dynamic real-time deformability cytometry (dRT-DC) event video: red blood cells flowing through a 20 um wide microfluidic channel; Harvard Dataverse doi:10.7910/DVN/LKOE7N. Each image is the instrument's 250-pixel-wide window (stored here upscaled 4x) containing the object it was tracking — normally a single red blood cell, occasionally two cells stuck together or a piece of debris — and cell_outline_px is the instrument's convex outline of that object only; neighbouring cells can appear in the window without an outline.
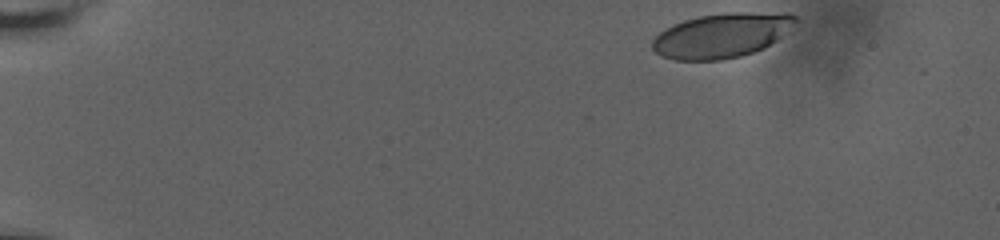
{"species": "human", "species_latin": "Homo sapiens", "temperature_condition": "room temperature", "stored_images_in_passage": 44, "camera_frame_rate_fps": 3000, "um_per_image_px": 0.085, "donor": {"sex": "male"}, "frame": {"image": 1, "passage_image": 1, "time_ms": 0.0, "image_size_px": [1000, 240], "cell_outline_px": [[800, 20], [776, 40], [764, 48], [740, 56], [720, 60], [676, 60], [660, 56], [652, 48], [652, 40], [664, 28], [684, 20], [700, 16], [724, 12], [792, 12]], "centroid_in_image_um": [61.37, 2.99], "position_along_channel_um": 23.6, "area_um2": 37.45}}
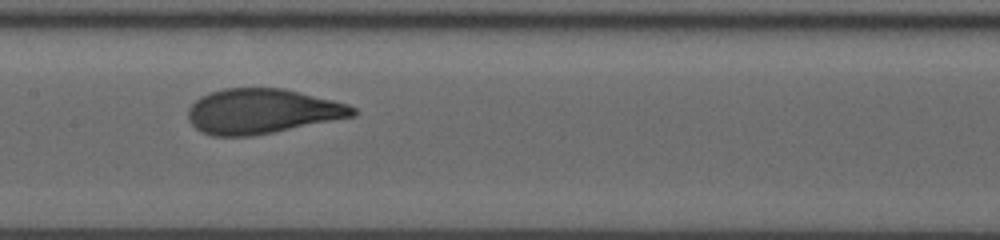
{"frame": {"image": 2, "passage_image": 25, "time_ms": 8.0, "image_size_px": [1000, 240], "cell_outline_px": [[360, 112], [356, 116], [272, 132], [248, 136], [212, 136], [200, 132], [188, 120], [188, 108], [200, 96], [224, 88], [284, 88], [348, 104], [356, 108]], "centroid_in_image_um": [22.28, 9.46], "position_along_channel_um": 185.1, "area_um2": 43.06}}
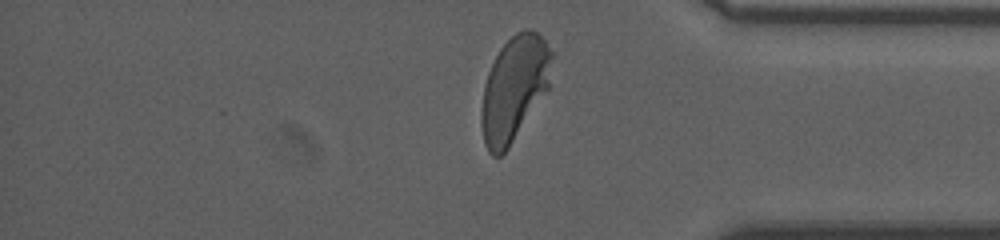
{"frame": {"image": 3, "passage_image": 43, "time_ms": 14.0, "image_size_px": [1000, 240], "cell_outline_px": [[556, 56], [548, 88], [508, 148], [500, 156], [492, 156], [488, 152], [484, 144], [480, 124], [480, 112], [484, 84], [488, 72], [500, 48], [516, 32], [524, 28], [528, 28], [536, 32], [544, 40]], "centroid_in_image_um": [43.71, 7.5], "position_along_channel_um": 391.5, "area_um2": 43.23}, "authors_computed_cell_mechanics": {"area_um2": 42.7431, "velocity_mm_per_s": 3.6337, "shape_relaxation_time_tau1_ms": 3.6519, "shape_relaxation_time_tau2_ms": null, "deformation_change_tau1": 0.1793, "deformation_change_tau2": null}}